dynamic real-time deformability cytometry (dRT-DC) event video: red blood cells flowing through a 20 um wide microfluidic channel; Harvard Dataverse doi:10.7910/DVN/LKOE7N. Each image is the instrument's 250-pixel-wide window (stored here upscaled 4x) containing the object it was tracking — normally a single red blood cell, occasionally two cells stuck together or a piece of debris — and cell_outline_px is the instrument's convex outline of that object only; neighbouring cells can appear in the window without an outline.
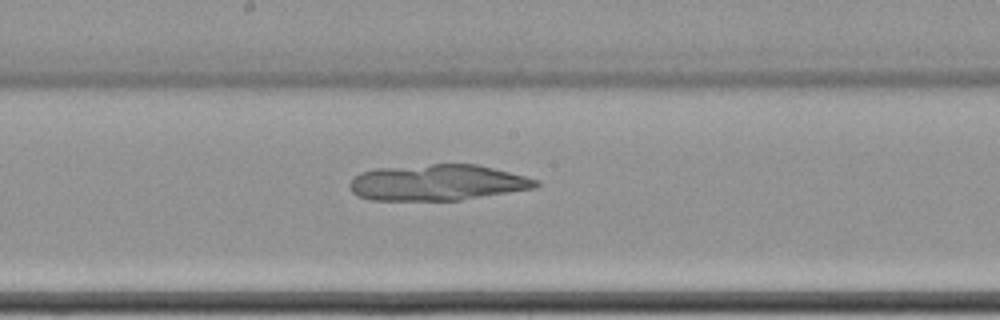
{"species": "common noctule bat (a hibernating species)", "species_latin": "Nyctalus noctula", "temperature_condition": "cold", "stored_images_in_passage": 47, "camera_frame_rate_fps": 3000, "um_per_image_px": 0.085, "animal": {"sex": "female", "body_mass_g": 22.7, "forearm_length_mm": 54.2}, "frame": {"image": 1, "passage_image": 28, "time_ms": 9.0, "image_size_px": [1000, 320], "cell_outline_px": [[540, 184], [536, 188], [460, 200], [368, 200], [356, 196], [352, 192], [348, 184], [360, 172], [376, 168], [432, 164], [476, 164], [540, 180]], "centroid_in_image_um": [37.16, 15.52], "position_along_channel_um": 211.0, "area_um2": 39.13}}
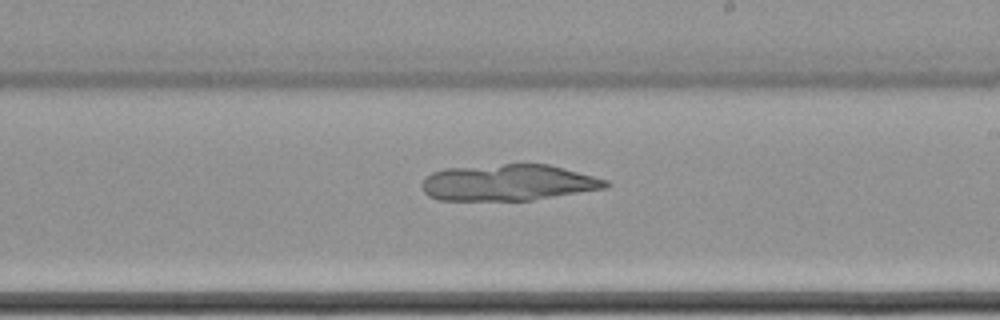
{"frame": {"image": 2, "passage_image": 31, "time_ms": 10.0, "image_size_px": [1000, 320], "cell_outline_px": [[612, 184], [608, 188], [532, 200], [440, 200], [428, 196], [424, 192], [420, 184], [432, 172], [444, 168], [504, 164], [548, 164], [608, 180]], "centroid_in_image_um": [43.21, 15.52], "position_along_channel_um": 245.8, "area_um2": 38.96}}